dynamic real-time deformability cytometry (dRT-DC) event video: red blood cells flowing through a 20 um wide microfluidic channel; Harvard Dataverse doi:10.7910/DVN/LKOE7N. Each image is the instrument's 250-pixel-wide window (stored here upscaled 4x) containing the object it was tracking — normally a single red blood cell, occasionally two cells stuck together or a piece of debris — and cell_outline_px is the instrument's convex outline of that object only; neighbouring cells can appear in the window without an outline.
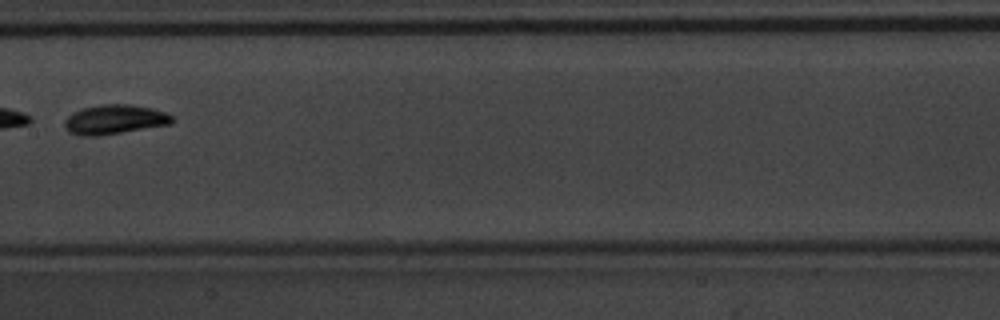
{"species": "common noctule bat (a hibernating species)", "species_latin": "Nyctalus noctula", "temperature_condition": "warm", "stored_images_in_passage": 8, "camera_frame_rate_fps": 3000, "um_per_image_px": 0.085, "animal": {"sex": "male", "body_mass_g": 20.1, "forearm_length_mm": 53.5}, "frame": {"image": 1, "passage_image": 8, "time_ms": 2.333, "image_size_px": [1000, 320], "cell_outline_px": [[176, 120], [172, 124], [96, 136], [80, 136], [68, 132], [64, 128], [64, 120], [72, 112], [84, 108], [104, 104], [132, 104], [152, 108], [164, 112], [172, 116]], "centroid_in_image_um": [9.73, 10.16], "position_along_channel_um": 197.7, "area_um2": 18.55}}